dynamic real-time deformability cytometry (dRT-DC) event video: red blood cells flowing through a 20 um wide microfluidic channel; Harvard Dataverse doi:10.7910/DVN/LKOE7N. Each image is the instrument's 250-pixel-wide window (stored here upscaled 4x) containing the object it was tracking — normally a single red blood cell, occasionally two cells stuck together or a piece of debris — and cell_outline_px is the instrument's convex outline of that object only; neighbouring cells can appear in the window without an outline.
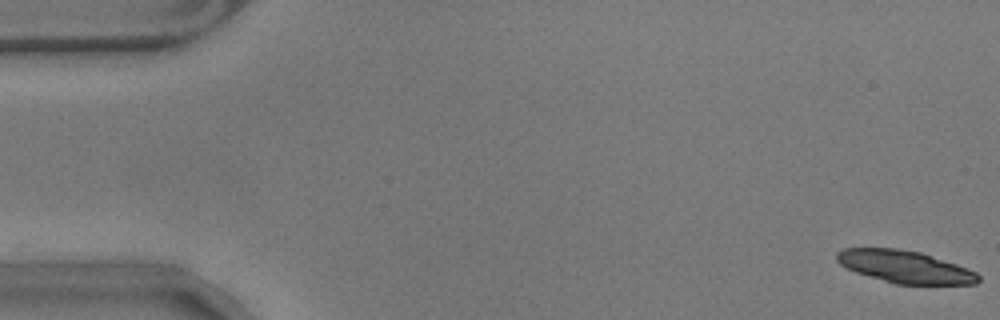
{"species": "common noctule bat (a hibernating species)", "species_latin": "Nyctalus noctula", "temperature_condition": "warm", "stored_images_in_passage": 57, "camera_frame_rate_fps": 3000, "um_per_image_px": 0.085, "animal": {"sex": "male", "body_mass_g": 17.9}, "frame": {"image": 1, "passage_image": 1, "time_ms": 0.0, "image_size_px": [1000, 320], "cell_outline_px": [[980, 280], [976, 284], [896, 284], [868, 276], [856, 272], [840, 264], [836, 260], [836, 252], [844, 248], [896, 248], [920, 252], [956, 264], [976, 272], [980, 276]], "centroid_in_image_um": [76.91, 22.67], "position_along_channel_um": 8.1, "area_um2": 26.53}, "authors_computed_cell_mechanics": {"area_um2": 17.918, "velocity_mm_per_s": 3.5021, "shape_relaxation_time_tau1_ms": 4.9796, "shape_relaxation_time_tau2_ms": 3.8809, "deformation_change_tau1": 0.1385, "deformation_change_tau2": 0.0825}}